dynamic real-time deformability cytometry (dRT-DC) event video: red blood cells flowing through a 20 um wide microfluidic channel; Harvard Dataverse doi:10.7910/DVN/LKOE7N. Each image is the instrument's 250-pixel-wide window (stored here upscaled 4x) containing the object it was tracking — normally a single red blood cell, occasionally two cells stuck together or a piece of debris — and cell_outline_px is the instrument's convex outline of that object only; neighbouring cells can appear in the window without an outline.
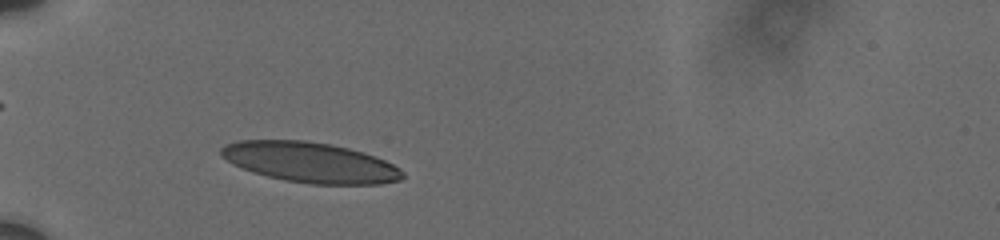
{"species": "human", "species_latin": "Homo sapiens", "temperature_condition": "cold", "stored_images_in_passage": 6, "camera_frame_rate_fps": 3000, "um_per_image_px": 0.085, "donor": {"sex": "male"}, "frame": {"image": 1, "passage_image": 2, "time_ms": 1.0, "image_size_px": [1000, 240], "cell_outline_px": [[404, 180], [380, 184], [312, 184], [284, 180], [252, 172], [232, 164], [220, 156], [220, 148], [224, 144], [240, 140], [304, 140], [332, 144], [364, 152], [376, 156], [400, 168], [404, 172]], "centroid_in_image_um": [26.37, 13.8], "position_along_channel_um": 58.6, "area_um2": 42.95}}
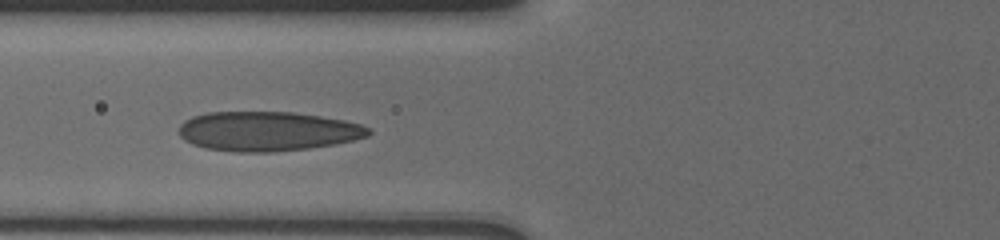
{"frame": {"image": 2, "passage_image": 4, "time_ms": 2.667, "image_size_px": [1000, 240], "cell_outline_px": [[372, 132], [368, 136], [336, 144], [308, 148], [272, 152], [236, 152], [204, 148], [192, 144], [184, 140], [180, 136], [180, 124], [184, 120], [192, 116], [208, 112], [292, 112], [320, 116], [344, 120], [360, 124], [368, 128]], "centroid_in_image_um": [22.72, 11.16], "position_along_channel_um": 103.1, "area_um2": 43.7}}
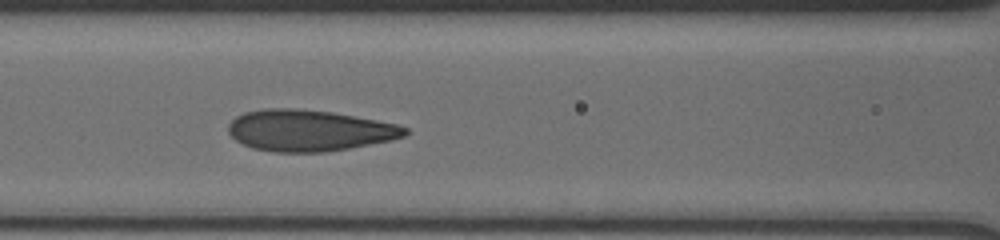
{"frame": {"image": 3, "passage_image": 5, "time_ms": 3.667, "image_size_px": [1000, 240], "cell_outline_px": [[408, 132], [404, 136], [392, 140], [328, 152], [276, 152], [252, 148], [236, 140], [228, 132], [228, 124], [236, 116], [244, 112], [264, 108], [296, 108], [332, 112], [376, 120], [396, 124], [408, 128]], "centroid_in_image_um": [26.26, 11.09], "position_along_channel_um": 140.3, "area_um2": 42.54}}